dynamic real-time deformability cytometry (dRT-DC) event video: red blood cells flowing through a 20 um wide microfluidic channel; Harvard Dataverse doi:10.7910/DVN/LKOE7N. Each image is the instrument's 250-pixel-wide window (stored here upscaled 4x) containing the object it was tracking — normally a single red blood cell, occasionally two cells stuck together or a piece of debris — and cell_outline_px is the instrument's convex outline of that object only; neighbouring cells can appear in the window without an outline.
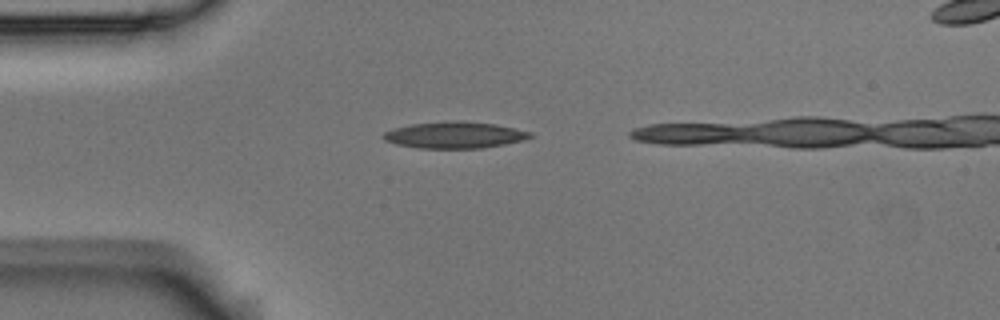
{"species": "Egyptian fruit bat (a non-hibernating species)", "species_latin": "Rousettus aegyptiacus", "temperature_condition": "room temperature", "stored_images_in_passage": 1, "camera_frame_rate_fps": 3000, "um_per_image_px": 0.085, "animal": {"sex": "male"}, "frame": {"image": 1, "passage_image": 1, "time_ms": 0.0, "image_size_px": [1000, 320], "cell_outline_px": [[532, 136], [524, 140], [504, 144], [480, 148], [416, 148], [396, 144], [384, 140], [380, 136], [384, 132], [392, 128], [412, 124], [452, 120], [460, 120], [496, 124], [516, 128], [532, 132]], "centroid_in_image_um": [38.62, 11.46], "position_along_channel_um": 46.4, "area_um2": 22.89}}